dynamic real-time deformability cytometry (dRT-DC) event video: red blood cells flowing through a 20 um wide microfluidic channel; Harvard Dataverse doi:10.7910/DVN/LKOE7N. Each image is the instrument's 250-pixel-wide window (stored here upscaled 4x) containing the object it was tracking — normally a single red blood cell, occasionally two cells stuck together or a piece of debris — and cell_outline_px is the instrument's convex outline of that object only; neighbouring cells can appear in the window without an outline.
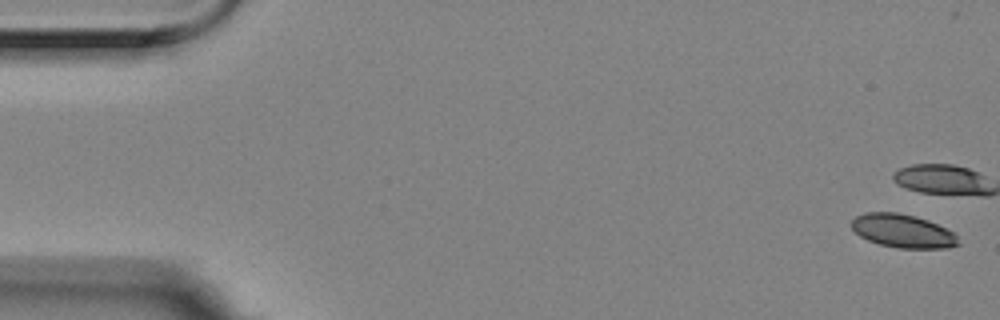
{"species": "Egyptian fruit bat (a non-hibernating species)", "species_latin": "Rousettus aegyptiacus", "temperature_condition": "room temperature", "stored_images_in_passage": 5, "segment_of_instrument_passage": [2, 2], "camera_frame_rate_fps": 3000, "um_per_image_px": 0.085, "animal": {"sex": "female"}, "frame": {"image": 1, "passage_image": 5, "time_ms": 1.333, "image_size_px": [1000, 320], "cell_outline_px": [[960, 244], [948, 248], [896, 248], [880, 244], [868, 240], [860, 236], [852, 228], [852, 220], [856, 216], [864, 212], [896, 212], [916, 216], [928, 220], [956, 232]], "centroid_in_image_um": [76.78, 19.63], "position_along_channel_um": 8.2, "area_um2": 20.98}}